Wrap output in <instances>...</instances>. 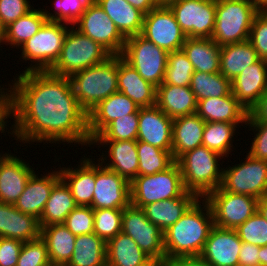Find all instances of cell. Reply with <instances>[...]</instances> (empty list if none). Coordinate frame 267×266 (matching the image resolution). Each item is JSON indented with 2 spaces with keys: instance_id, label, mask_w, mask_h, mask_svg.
Masks as SVG:
<instances>
[{
  "instance_id": "6da1fadb",
  "label": "cell",
  "mask_w": 267,
  "mask_h": 266,
  "mask_svg": "<svg viewBox=\"0 0 267 266\" xmlns=\"http://www.w3.org/2000/svg\"><path fill=\"white\" fill-rule=\"evenodd\" d=\"M16 75L8 87L12 137L18 145L43 142L90 147L88 114L79 105L70 78L49 71H19Z\"/></svg>"
},
{
  "instance_id": "7a4b0ae2",
  "label": "cell",
  "mask_w": 267,
  "mask_h": 266,
  "mask_svg": "<svg viewBox=\"0 0 267 266\" xmlns=\"http://www.w3.org/2000/svg\"><path fill=\"white\" fill-rule=\"evenodd\" d=\"M213 226L210 205L204 198H198L175 224L163 232L166 261L200 256Z\"/></svg>"
},
{
  "instance_id": "3957f363",
  "label": "cell",
  "mask_w": 267,
  "mask_h": 266,
  "mask_svg": "<svg viewBox=\"0 0 267 266\" xmlns=\"http://www.w3.org/2000/svg\"><path fill=\"white\" fill-rule=\"evenodd\" d=\"M225 158L219 153L201 145L182 154L178 163L185 190L198 198H205L221 186L223 168L219 161Z\"/></svg>"
},
{
  "instance_id": "277c9868",
  "label": "cell",
  "mask_w": 267,
  "mask_h": 266,
  "mask_svg": "<svg viewBox=\"0 0 267 266\" xmlns=\"http://www.w3.org/2000/svg\"><path fill=\"white\" fill-rule=\"evenodd\" d=\"M70 81L79 105L88 114L105 98L118 92V55L73 74Z\"/></svg>"
},
{
  "instance_id": "5b68a950",
  "label": "cell",
  "mask_w": 267,
  "mask_h": 266,
  "mask_svg": "<svg viewBox=\"0 0 267 266\" xmlns=\"http://www.w3.org/2000/svg\"><path fill=\"white\" fill-rule=\"evenodd\" d=\"M258 12L259 4L255 0H216L211 39L220 46L249 40L252 22Z\"/></svg>"
},
{
  "instance_id": "8992f818",
  "label": "cell",
  "mask_w": 267,
  "mask_h": 266,
  "mask_svg": "<svg viewBox=\"0 0 267 266\" xmlns=\"http://www.w3.org/2000/svg\"><path fill=\"white\" fill-rule=\"evenodd\" d=\"M110 56L98 42L71 26L65 36L60 56L49 72L70 78L81 70L104 62Z\"/></svg>"
},
{
  "instance_id": "52a82bcc",
  "label": "cell",
  "mask_w": 267,
  "mask_h": 266,
  "mask_svg": "<svg viewBox=\"0 0 267 266\" xmlns=\"http://www.w3.org/2000/svg\"><path fill=\"white\" fill-rule=\"evenodd\" d=\"M69 28L65 23L46 21L33 37L18 48L21 51L19 59L25 63L30 61L22 72L49 71L60 56Z\"/></svg>"
},
{
  "instance_id": "ba28073f",
  "label": "cell",
  "mask_w": 267,
  "mask_h": 266,
  "mask_svg": "<svg viewBox=\"0 0 267 266\" xmlns=\"http://www.w3.org/2000/svg\"><path fill=\"white\" fill-rule=\"evenodd\" d=\"M185 192L181 170L176 161L164 171L139 175L130 183L131 205L138 208L181 197Z\"/></svg>"
},
{
  "instance_id": "9c48e42d",
  "label": "cell",
  "mask_w": 267,
  "mask_h": 266,
  "mask_svg": "<svg viewBox=\"0 0 267 266\" xmlns=\"http://www.w3.org/2000/svg\"><path fill=\"white\" fill-rule=\"evenodd\" d=\"M168 52L141 34L126 38L121 57L146 81L158 87L163 83Z\"/></svg>"
},
{
  "instance_id": "30bf717a",
  "label": "cell",
  "mask_w": 267,
  "mask_h": 266,
  "mask_svg": "<svg viewBox=\"0 0 267 266\" xmlns=\"http://www.w3.org/2000/svg\"><path fill=\"white\" fill-rule=\"evenodd\" d=\"M244 160L232 167H223L220 187L230 193L260 199L267 195V161L253 158L249 154H246Z\"/></svg>"
},
{
  "instance_id": "8fae6325",
  "label": "cell",
  "mask_w": 267,
  "mask_h": 266,
  "mask_svg": "<svg viewBox=\"0 0 267 266\" xmlns=\"http://www.w3.org/2000/svg\"><path fill=\"white\" fill-rule=\"evenodd\" d=\"M210 205L214 225L236 229L257 212L258 199L248 195L230 193L221 187L204 198Z\"/></svg>"
},
{
  "instance_id": "7c38bea8",
  "label": "cell",
  "mask_w": 267,
  "mask_h": 266,
  "mask_svg": "<svg viewBox=\"0 0 267 266\" xmlns=\"http://www.w3.org/2000/svg\"><path fill=\"white\" fill-rule=\"evenodd\" d=\"M155 262H166L163 231L146 218L142 208L129 205L123 209L122 231Z\"/></svg>"
},
{
  "instance_id": "4fadbf2b",
  "label": "cell",
  "mask_w": 267,
  "mask_h": 266,
  "mask_svg": "<svg viewBox=\"0 0 267 266\" xmlns=\"http://www.w3.org/2000/svg\"><path fill=\"white\" fill-rule=\"evenodd\" d=\"M73 26L83 35L98 42L111 55H121L126 39L94 0Z\"/></svg>"
},
{
  "instance_id": "5bb4252c",
  "label": "cell",
  "mask_w": 267,
  "mask_h": 266,
  "mask_svg": "<svg viewBox=\"0 0 267 266\" xmlns=\"http://www.w3.org/2000/svg\"><path fill=\"white\" fill-rule=\"evenodd\" d=\"M170 9L187 37H212L216 18V0H179L172 4Z\"/></svg>"
},
{
  "instance_id": "9a60e30c",
  "label": "cell",
  "mask_w": 267,
  "mask_h": 266,
  "mask_svg": "<svg viewBox=\"0 0 267 266\" xmlns=\"http://www.w3.org/2000/svg\"><path fill=\"white\" fill-rule=\"evenodd\" d=\"M141 35L168 53L180 50L187 39L170 7H155L145 14Z\"/></svg>"
},
{
  "instance_id": "2e32d148",
  "label": "cell",
  "mask_w": 267,
  "mask_h": 266,
  "mask_svg": "<svg viewBox=\"0 0 267 266\" xmlns=\"http://www.w3.org/2000/svg\"><path fill=\"white\" fill-rule=\"evenodd\" d=\"M131 204L130 182L96 162V182L91 208L124 209Z\"/></svg>"
},
{
  "instance_id": "e0dca14e",
  "label": "cell",
  "mask_w": 267,
  "mask_h": 266,
  "mask_svg": "<svg viewBox=\"0 0 267 266\" xmlns=\"http://www.w3.org/2000/svg\"><path fill=\"white\" fill-rule=\"evenodd\" d=\"M136 145L137 141L132 140L91 141L90 147L91 149L97 147L98 150L101 146L103 149L107 147L95 161H101L103 166L115 171L131 183L138 176L139 159Z\"/></svg>"
},
{
  "instance_id": "ac0fdd59",
  "label": "cell",
  "mask_w": 267,
  "mask_h": 266,
  "mask_svg": "<svg viewBox=\"0 0 267 266\" xmlns=\"http://www.w3.org/2000/svg\"><path fill=\"white\" fill-rule=\"evenodd\" d=\"M3 153H0V202L14 205L35 168L11 150Z\"/></svg>"
},
{
  "instance_id": "d6986e66",
  "label": "cell",
  "mask_w": 267,
  "mask_h": 266,
  "mask_svg": "<svg viewBox=\"0 0 267 266\" xmlns=\"http://www.w3.org/2000/svg\"><path fill=\"white\" fill-rule=\"evenodd\" d=\"M242 241L235 229L213 226L200 257L211 266H239Z\"/></svg>"
},
{
  "instance_id": "ffe728a7",
  "label": "cell",
  "mask_w": 267,
  "mask_h": 266,
  "mask_svg": "<svg viewBox=\"0 0 267 266\" xmlns=\"http://www.w3.org/2000/svg\"><path fill=\"white\" fill-rule=\"evenodd\" d=\"M173 119L157 105L139 108L137 140L172 151Z\"/></svg>"
},
{
  "instance_id": "44dd1931",
  "label": "cell",
  "mask_w": 267,
  "mask_h": 266,
  "mask_svg": "<svg viewBox=\"0 0 267 266\" xmlns=\"http://www.w3.org/2000/svg\"><path fill=\"white\" fill-rule=\"evenodd\" d=\"M80 158L78 166L69 165L59 169L60 177L69 187L77 206H90L94 196L96 182V162L88 155ZM71 166V167H70ZM67 167V168H66Z\"/></svg>"
},
{
  "instance_id": "7402d4cb",
  "label": "cell",
  "mask_w": 267,
  "mask_h": 266,
  "mask_svg": "<svg viewBox=\"0 0 267 266\" xmlns=\"http://www.w3.org/2000/svg\"><path fill=\"white\" fill-rule=\"evenodd\" d=\"M56 167L44 175L39 176L35 171L30 176L23 193L14 204L19 211L40 219L54 185L61 179Z\"/></svg>"
},
{
  "instance_id": "603a6c76",
  "label": "cell",
  "mask_w": 267,
  "mask_h": 266,
  "mask_svg": "<svg viewBox=\"0 0 267 266\" xmlns=\"http://www.w3.org/2000/svg\"><path fill=\"white\" fill-rule=\"evenodd\" d=\"M138 110L135 102L121 92L105 98L88 113L90 142L115 119L136 113Z\"/></svg>"
},
{
  "instance_id": "cb8c5ba5",
  "label": "cell",
  "mask_w": 267,
  "mask_h": 266,
  "mask_svg": "<svg viewBox=\"0 0 267 266\" xmlns=\"http://www.w3.org/2000/svg\"><path fill=\"white\" fill-rule=\"evenodd\" d=\"M232 94L248 110L267 90V60L259 59L231 81Z\"/></svg>"
},
{
  "instance_id": "d4e9b609",
  "label": "cell",
  "mask_w": 267,
  "mask_h": 266,
  "mask_svg": "<svg viewBox=\"0 0 267 266\" xmlns=\"http://www.w3.org/2000/svg\"><path fill=\"white\" fill-rule=\"evenodd\" d=\"M196 114L205 122L241 123L244 127L249 112L231 92L223 97H208L197 101Z\"/></svg>"
},
{
  "instance_id": "484cf974",
  "label": "cell",
  "mask_w": 267,
  "mask_h": 266,
  "mask_svg": "<svg viewBox=\"0 0 267 266\" xmlns=\"http://www.w3.org/2000/svg\"><path fill=\"white\" fill-rule=\"evenodd\" d=\"M118 92L128 96L139 108L156 105L157 87L144 80L121 55H118Z\"/></svg>"
},
{
  "instance_id": "4316f807",
  "label": "cell",
  "mask_w": 267,
  "mask_h": 266,
  "mask_svg": "<svg viewBox=\"0 0 267 266\" xmlns=\"http://www.w3.org/2000/svg\"><path fill=\"white\" fill-rule=\"evenodd\" d=\"M154 263L136 242L123 232L106 242L107 266H152Z\"/></svg>"
},
{
  "instance_id": "83f0119b",
  "label": "cell",
  "mask_w": 267,
  "mask_h": 266,
  "mask_svg": "<svg viewBox=\"0 0 267 266\" xmlns=\"http://www.w3.org/2000/svg\"><path fill=\"white\" fill-rule=\"evenodd\" d=\"M204 127L205 121L196 113L173 119L172 156L175 161L202 145Z\"/></svg>"
},
{
  "instance_id": "f1b7e54d",
  "label": "cell",
  "mask_w": 267,
  "mask_h": 266,
  "mask_svg": "<svg viewBox=\"0 0 267 266\" xmlns=\"http://www.w3.org/2000/svg\"><path fill=\"white\" fill-rule=\"evenodd\" d=\"M197 199L194 193L186 191L181 197L149 203L142 209L146 218L164 232L175 224Z\"/></svg>"
},
{
  "instance_id": "f546056e",
  "label": "cell",
  "mask_w": 267,
  "mask_h": 266,
  "mask_svg": "<svg viewBox=\"0 0 267 266\" xmlns=\"http://www.w3.org/2000/svg\"><path fill=\"white\" fill-rule=\"evenodd\" d=\"M126 39L142 33L144 13L126 0H94Z\"/></svg>"
},
{
  "instance_id": "4dcf8cb0",
  "label": "cell",
  "mask_w": 267,
  "mask_h": 266,
  "mask_svg": "<svg viewBox=\"0 0 267 266\" xmlns=\"http://www.w3.org/2000/svg\"><path fill=\"white\" fill-rule=\"evenodd\" d=\"M156 105L175 119L196 113L197 100L190 87L160 85L157 87Z\"/></svg>"
},
{
  "instance_id": "1f68e13d",
  "label": "cell",
  "mask_w": 267,
  "mask_h": 266,
  "mask_svg": "<svg viewBox=\"0 0 267 266\" xmlns=\"http://www.w3.org/2000/svg\"><path fill=\"white\" fill-rule=\"evenodd\" d=\"M181 49L192 63L194 71L220 72L221 46L211 38L187 37Z\"/></svg>"
},
{
  "instance_id": "d6a6232c",
  "label": "cell",
  "mask_w": 267,
  "mask_h": 266,
  "mask_svg": "<svg viewBox=\"0 0 267 266\" xmlns=\"http://www.w3.org/2000/svg\"><path fill=\"white\" fill-rule=\"evenodd\" d=\"M51 264L65 266L72 257L76 236L64 225L53 224L41 228Z\"/></svg>"
},
{
  "instance_id": "836d02e7",
  "label": "cell",
  "mask_w": 267,
  "mask_h": 266,
  "mask_svg": "<svg viewBox=\"0 0 267 266\" xmlns=\"http://www.w3.org/2000/svg\"><path fill=\"white\" fill-rule=\"evenodd\" d=\"M259 59L249 40L223 45L220 51V73L232 81Z\"/></svg>"
},
{
  "instance_id": "e575fe53",
  "label": "cell",
  "mask_w": 267,
  "mask_h": 266,
  "mask_svg": "<svg viewBox=\"0 0 267 266\" xmlns=\"http://www.w3.org/2000/svg\"><path fill=\"white\" fill-rule=\"evenodd\" d=\"M77 207L72 193L65 182L60 179L53 187L39 219L40 227L63 224L70 212Z\"/></svg>"
},
{
  "instance_id": "d590c367",
  "label": "cell",
  "mask_w": 267,
  "mask_h": 266,
  "mask_svg": "<svg viewBox=\"0 0 267 266\" xmlns=\"http://www.w3.org/2000/svg\"><path fill=\"white\" fill-rule=\"evenodd\" d=\"M65 266H107L106 242L95 233L76 236L72 257Z\"/></svg>"
},
{
  "instance_id": "8d00e7d4",
  "label": "cell",
  "mask_w": 267,
  "mask_h": 266,
  "mask_svg": "<svg viewBox=\"0 0 267 266\" xmlns=\"http://www.w3.org/2000/svg\"><path fill=\"white\" fill-rule=\"evenodd\" d=\"M46 21L42 9L33 8L26 15L6 27L5 45H9V48H19L33 37Z\"/></svg>"
},
{
  "instance_id": "74e56055",
  "label": "cell",
  "mask_w": 267,
  "mask_h": 266,
  "mask_svg": "<svg viewBox=\"0 0 267 266\" xmlns=\"http://www.w3.org/2000/svg\"><path fill=\"white\" fill-rule=\"evenodd\" d=\"M238 126L228 122H205L202 145L228 158L234 151V136L239 133L236 131Z\"/></svg>"
},
{
  "instance_id": "f35d334b",
  "label": "cell",
  "mask_w": 267,
  "mask_h": 266,
  "mask_svg": "<svg viewBox=\"0 0 267 266\" xmlns=\"http://www.w3.org/2000/svg\"><path fill=\"white\" fill-rule=\"evenodd\" d=\"M190 89L197 101L208 97H223L232 92L231 81L220 72L206 73L194 71Z\"/></svg>"
},
{
  "instance_id": "ab89813d",
  "label": "cell",
  "mask_w": 267,
  "mask_h": 266,
  "mask_svg": "<svg viewBox=\"0 0 267 266\" xmlns=\"http://www.w3.org/2000/svg\"><path fill=\"white\" fill-rule=\"evenodd\" d=\"M39 219L9 204L6 238L29 242L40 238Z\"/></svg>"
},
{
  "instance_id": "60d3db41",
  "label": "cell",
  "mask_w": 267,
  "mask_h": 266,
  "mask_svg": "<svg viewBox=\"0 0 267 266\" xmlns=\"http://www.w3.org/2000/svg\"><path fill=\"white\" fill-rule=\"evenodd\" d=\"M136 148L139 159L138 176L164 171L175 162L172 151H165L138 140Z\"/></svg>"
},
{
  "instance_id": "b9f144b4",
  "label": "cell",
  "mask_w": 267,
  "mask_h": 266,
  "mask_svg": "<svg viewBox=\"0 0 267 266\" xmlns=\"http://www.w3.org/2000/svg\"><path fill=\"white\" fill-rule=\"evenodd\" d=\"M194 68L182 49L170 52L161 85L190 87Z\"/></svg>"
},
{
  "instance_id": "7bdbcfd3",
  "label": "cell",
  "mask_w": 267,
  "mask_h": 266,
  "mask_svg": "<svg viewBox=\"0 0 267 266\" xmlns=\"http://www.w3.org/2000/svg\"><path fill=\"white\" fill-rule=\"evenodd\" d=\"M138 125L139 110L136 113L115 119L92 141H137Z\"/></svg>"
},
{
  "instance_id": "ee69618b",
  "label": "cell",
  "mask_w": 267,
  "mask_h": 266,
  "mask_svg": "<svg viewBox=\"0 0 267 266\" xmlns=\"http://www.w3.org/2000/svg\"><path fill=\"white\" fill-rule=\"evenodd\" d=\"M93 0H55L53 12L42 9L47 21L74 25Z\"/></svg>"
},
{
  "instance_id": "f6af8a7d",
  "label": "cell",
  "mask_w": 267,
  "mask_h": 266,
  "mask_svg": "<svg viewBox=\"0 0 267 266\" xmlns=\"http://www.w3.org/2000/svg\"><path fill=\"white\" fill-rule=\"evenodd\" d=\"M94 211V233L108 242L122 231V209H97Z\"/></svg>"
},
{
  "instance_id": "bcb514c9",
  "label": "cell",
  "mask_w": 267,
  "mask_h": 266,
  "mask_svg": "<svg viewBox=\"0 0 267 266\" xmlns=\"http://www.w3.org/2000/svg\"><path fill=\"white\" fill-rule=\"evenodd\" d=\"M235 230L244 243L260 247L267 245V221L258 212H255Z\"/></svg>"
},
{
  "instance_id": "7dc6e473",
  "label": "cell",
  "mask_w": 267,
  "mask_h": 266,
  "mask_svg": "<svg viewBox=\"0 0 267 266\" xmlns=\"http://www.w3.org/2000/svg\"><path fill=\"white\" fill-rule=\"evenodd\" d=\"M49 264L47 246L41 238L23 243L16 266H48Z\"/></svg>"
},
{
  "instance_id": "c3c4849f",
  "label": "cell",
  "mask_w": 267,
  "mask_h": 266,
  "mask_svg": "<svg viewBox=\"0 0 267 266\" xmlns=\"http://www.w3.org/2000/svg\"><path fill=\"white\" fill-rule=\"evenodd\" d=\"M63 224L75 236L94 233V211L90 206H77Z\"/></svg>"
},
{
  "instance_id": "681fc988",
  "label": "cell",
  "mask_w": 267,
  "mask_h": 266,
  "mask_svg": "<svg viewBox=\"0 0 267 266\" xmlns=\"http://www.w3.org/2000/svg\"><path fill=\"white\" fill-rule=\"evenodd\" d=\"M246 128L253 131V140L250 143L248 152L251 157L267 161V122L262 121H246ZM248 126V127H247Z\"/></svg>"
},
{
  "instance_id": "f907efd6",
  "label": "cell",
  "mask_w": 267,
  "mask_h": 266,
  "mask_svg": "<svg viewBox=\"0 0 267 266\" xmlns=\"http://www.w3.org/2000/svg\"><path fill=\"white\" fill-rule=\"evenodd\" d=\"M249 41L258 57L267 60V17L260 12L253 19Z\"/></svg>"
},
{
  "instance_id": "816d5d0a",
  "label": "cell",
  "mask_w": 267,
  "mask_h": 266,
  "mask_svg": "<svg viewBox=\"0 0 267 266\" xmlns=\"http://www.w3.org/2000/svg\"><path fill=\"white\" fill-rule=\"evenodd\" d=\"M29 0H0V17L5 27L26 15L34 7Z\"/></svg>"
},
{
  "instance_id": "f5cc1de1",
  "label": "cell",
  "mask_w": 267,
  "mask_h": 266,
  "mask_svg": "<svg viewBox=\"0 0 267 266\" xmlns=\"http://www.w3.org/2000/svg\"><path fill=\"white\" fill-rule=\"evenodd\" d=\"M23 242L0 237V266H16Z\"/></svg>"
},
{
  "instance_id": "db71d44e",
  "label": "cell",
  "mask_w": 267,
  "mask_h": 266,
  "mask_svg": "<svg viewBox=\"0 0 267 266\" xmlns=\"http://www.w3.org/2000/svg\"><path fill=\"white\" fill-rule=\"evenodd\" d=\"M1 86L2 85H0V132L3 133L4 136L6 135V132H7L8 136L12 137V129H11V127H9V123H8V122H10V124H11V120H8V118L9 119L12 118L11 93H10V90H9V87L7 86V84L6 85L3 84V86L2 87ZM7 127H9L10 129H8ZM5 129H6V131H5Z\"/></svg>"
},
{
  "instance_id": "11a10c76",
  "label": "cell",
  "mask_w": 267,
  "mask_h": 266,
  "mask_svg": "<svg viewBox=\"0 0 267 266\" xmlns=\"http://www.w3.org/2000/svg\"><path fill=\"white\" fill-rule=\"evenodd\" d=\"M259 249L260 246L242 242L238 255L239 266H260Z\"/></svg>"
},
{
  "instance_id": "9f6ffc18",
  "label": "cell",
  "mask_w": 267,
  "mask_h": 266,
  "mask_svg": "<svg viewBox=\"0 0 267 266\" xmlns=\"http://www.w3.org/2000/svg\"><path fill=\"white\" fill-rule=\"evenodd\" d=\"M247 121L267 122V90L262 94L259 101L250 109Z\"/></svg>"
},
{
  "instance_id": "6f0895ef",
  "label": "cell",
  "mask_w": 267,
  "mask_h": 266,
  "mask_svg": "<svg viewBox=\"0 0 267 266\" xmlns=\"http://www.w3.org/2000/svg\"><path fill=\"white\" fill-rule=\"evenodd\" d=\"M166 262L169 266H211L200 256L178 257Z\"/></svg>"
},
{
  "instance_id": "680465c9",
  "label": "cell",
  "mask_w": 267,
  "mask_h": 266,
  "mask_svg": "<svg viewBox=\"0 0 267 266\" xmlns=\"http://www.w3.org/2000/svg\"><path fill=\"white\" fill-rule=\"evenodd\" d=\"M136 9H139L144 14H148L152 9L156 7L154 0H126Z\"/></svg>"
},
{
  "instance_id": "91938a15",
  "label": "cell",
  "mask_w": 267,
  "mask_h": 266,
  "mask_svg": "<svg viewBox=\"0 0 267 266\" xmlns=\"http://www.w3.org/2000/svg\"><path fill=\"white\" fill-rule=\"evenodd\" d=\"M9 204L0 202V237L6 238Z\"/></svg>"
},
{
  "instance_id": "94428289",
  "label": "cell",
  "mask_w": 267,
  "mask_h": 266,
  "mask_svg": "<svg viewBox=\"0 0 267 266\" xmlns=\"http://www.w3.org/2000/svg\"><path fill=\"white\" fill-rule=\"evenodd\" d=\"M257 212L267 221V195L258 199Z\"/></svg>"
},
{
  "instance_id": "6125c7cd",
  "label": "cell",
  "mask_w": 267,
  "mask_h": 266,
  "mask_svg": "<svg viewBox=\"0 0 267 266\" xmlns=\"http://www.w3.org/2000/svg\"><path fill=\"white\" fill-rule=\"evenodd\" d=\"M258 256L260 266H267V245L260 247Z\"/></svg>"
},
{
  "instance_id": "be15d7a7",
  "label": "cell",
  "mask_w": 267,
  "mask_h": 266,
  "mask_svg": "<svg viewBox=\"0 0 267 266\" xmlns=\"http://www.w3.org/2000/svg\"><path fill=\"white\" fill-rule=\"evenodd\" d=\"M156 7H170L172 4L178 2L179 0H154Z\"/></svg>"
},
{
  "instance_id": "e7e4bbea",
  "label": "cell",
  "mask_w": 267,
  "mask_h": 266,
  "mask_svg": "<svg viewBox=\"0 0 267 266\" xmlns=\"http://www.w3.org/2000/svg\"><path fill=\"white\" fill-rule=\"evenodd\" d=\"M5 36H6V27L3 25L1 17H0V48H2L3 44H5ZM0 50L2 51V49Z\"/></svg>"
},
{
  "instance_id": "03108f58",
  "label": "cell",
  "mask_w": 267,
  "mask_h": 266,
  "mask_svg": "<svg viewBox=\"0 0 267 266\" xmlns=\"http://www.w3.org/2000/svg\"><path fill=\"white\" fill-rule=\"evenodd\" d=\"M259 12L262 13L265 17H267V0H262L259 3Z\"/></svg>"
},
{
  "instance_id": "003e7915",
  "label": "cell",
  "mask_w": 267,
  "mask_h": 266,
  "mask_svg": "<svg viewBox=\"0 0 267 266\" xmlns=\"http://www.w3.org/2000/svg\"><path fill=\"white\" fill-rule=\"evenodd\" d=\"M152 266H169V264L167 262H163V263H154Z\"/></svg>"
},
{
  "instance_id": "a7ac6f4b",
  "label": "cell",
  "mask_w": 267,
  "mask_h": 266,
  "mask_svg": "<svg viewBox=\"0 0 267 266\" xmlns=\"http://www.w3.org/2000/svg\"><path fill=\"white\" fill-rule=\"evenodd\" d=\"M48 266H63V265H58V264H49Z\"/></svg>"
},
{
  "instance_id": "89a4df30",
  "label": "cell",
  "mask_w": 267,
  "mask_h": 266,
  "mask_svg": "<svg viewBox=\"0 0 267 266\" xmlns=\"http://www.w3.org/2000/svg\"><path fill=\"white\" fill-rule=\"evenodd\" d=\"M258 4L262 1V0H255Z\"/></svg>"
}]
</instances>
